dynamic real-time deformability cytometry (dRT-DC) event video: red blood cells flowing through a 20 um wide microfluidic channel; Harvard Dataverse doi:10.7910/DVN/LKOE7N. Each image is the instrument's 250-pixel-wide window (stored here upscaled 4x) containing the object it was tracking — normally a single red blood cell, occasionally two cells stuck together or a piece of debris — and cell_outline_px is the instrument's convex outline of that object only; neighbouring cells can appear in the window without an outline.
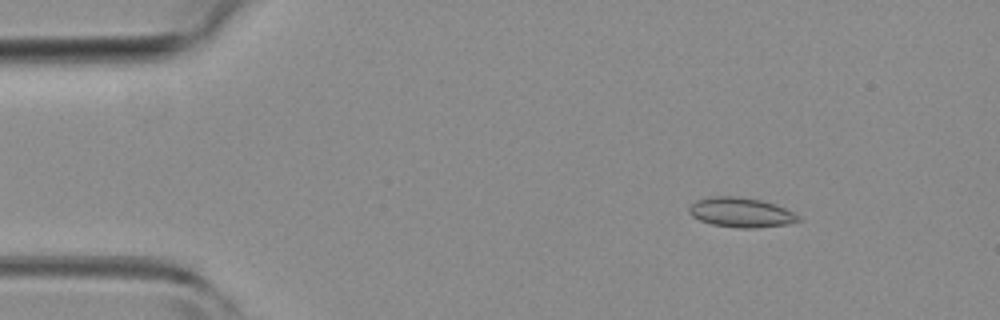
{"species": "common noctule bat (a hibernating species)", "species_latin": "Nyctalus noctula", "temperature_condition": "room temperature", "stored_images_in_passage": 13, "camera_frame_rate_fps": 3000, "um_per_image_px": 0.085, "animal": {"sex": "female", "body_mass_g": 19.3, "forearm_length_mm": 54.1}, "frame": {"image": 1, "passage_image": 6, "time_ms": 1.667, "image_size_px": [1000, 320], "cell_outline_px": [[804, 220], [788, 224], [756, 228], [736, 228], [712, 224], [700, 220], [692, 216], [688, 212], [688, 208], [696, 200], [712, 196], [740, 196], [764, 200], [776, 204], [800, 216]], "centroid_in_image_um": [63.01, 18.05], "position_along_channel_um": 22.0, "area_um2": 19.19}}